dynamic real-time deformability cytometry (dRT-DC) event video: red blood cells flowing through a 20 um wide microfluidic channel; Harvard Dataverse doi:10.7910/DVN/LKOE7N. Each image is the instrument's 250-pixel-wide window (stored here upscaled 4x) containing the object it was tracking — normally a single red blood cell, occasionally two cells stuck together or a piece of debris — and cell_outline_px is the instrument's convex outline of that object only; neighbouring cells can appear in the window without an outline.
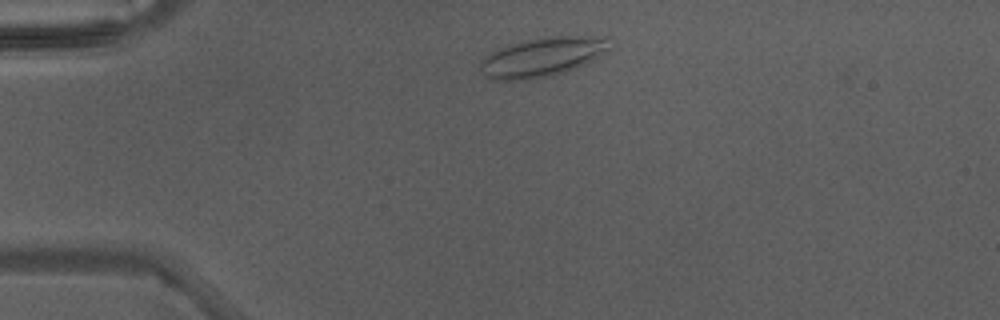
{"species": "Egyptian fruit bat (a non-hibernating species)", "species_latin": "Rousettus aegyptiacus", "temperature_condition": "warm", "stored_images_in_passage": 3, "camera_frame_rate_fps": 3000, "um_per_image_px": 0.085, "animal": {"sex": "male"}, "frame": {"image": 1, "passage_image": 1, "time_ms": 0.0, "image_size_px": [1000, 320], "cell_outline_px": [[612, 36], [608, 52], [576, 68], [552, 76], [528, 80], [492, 80], [480, 72], [480, 64], [492, 52], [508, 44], [540, 36]], "centroid_in_image_um": [46.16, 4.83], "position_along_channel_um": 38.8, "area_um2": 30.0}}